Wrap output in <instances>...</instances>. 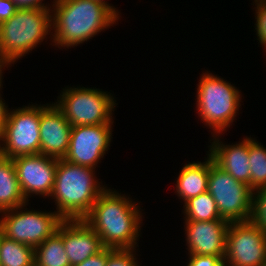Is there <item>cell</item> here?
<instances>
[{"mask_svg": "<svg viewBox=\"0 0 266 266\" xmlns=\"http://www.w3.org/2000/svg\"><path fill=\"white\" fill-rule=\"evenodd\" d=\"M251 220L263 231H266V187L253 192Z\"/></svg>", "mask_w": 266, "mask_h": 266, "instance_id": "obj_24", "label": "cell"}, {"mask_svg": "<svg viewBox=\"0 0 266 266\" xmlns=\"http://www.w3.org/2000/svg\"><path fill=\"white\" fill-rule=\"evenodd\" d=\"M1 95L2 94L0 92V137L2 135L9 111V108L6 105L5 100L1 97Z\"/></svg>", "mask_w": 266, "mask_h": 266, "instance_id": "obj_30", "label": "cell"}, {"mask_svg": "<svg viewBox=\"0 0 266 266\" xmlns=\"http://www.w3.org/2000/svg\"><path fill=\"white\" fill-rule=\"evenodd\" d=\"M139 204L125 193L106 188L83 220L99 235L104 247L137 248L143 225Z\"/></svg>", "mask_w": 266, "mask_h": 266, "instance_id": "obj_1", "label": "cell"}, {"mask_svg": "<svg viewBox=\"0 0 266 266\" xmlns=\"http://www.w3.org/2000/svg\"><path fill=\"white\" fill-rule=\"evenodd\" d=\"M108 259V248L104 247L100 252L90 256L75 266H106Z\"/></svg>", "mask_w": 266, "mask_h": 266, "instance_id": "obj_27", "label": "cell"}, {"mask_svg": "<svg viewBox=\"0 0 266 266\" xmlns=\"http://www.w3.org/2000/svg\"><path fill=\"white\" fill-rule=\"evenodd\" d=\"M207 191L215 200L221 219L229 223L251 220L254 191L217 166L211 156Z\"/></svg>", "mask_w": 266, "mask_h": 266, "instance_id": "obj_9", "label": "cell"}, {"mask_svg": "<svg viewBox=\"0 0 266 266\" xmlns=\"http://www.w3.org/2000/svg\"><path fill=\"white\" fill-rule=\"evenodd\" d=\"M21 192L29 202L32 195L48 197L53 191L57 158L43 154L21 155L12 158Z\"/></svg>", "mask_w": 266, "mask_h": 266, "instance_id": "obj_12", "label": "cell"}, {"mask_svg": "<svg viewBox=\"0 0 266 266\" xmlns=\"http://www.w3.org/2000/svg\"><path fill=\"white\" fill-rule=\"evenodd\" d=\"M113 124L72 126L70 144L63 158L72 164L98 167L101 159L108 151L111 141Z\"/></svg>", "mask_w": 266, "mask_h": 266, "instance_id": "obj_11", "label": "cell"}, {"mask_svg": "<svg viewBox=\"0 0 266 266\" xmlns=\"http://www.w3.org/2000/svg\"><path fill=\"white\" fill-rule=\"evenodd\" d=\"M185 221H213L221 219L212 195L206 191L184 202Z\"/></svg>", "mask_w": 266, "mask_h": 266, "instance_id": "obj_21", "label": "cell"}, {"mask_svg": "<svg viewBox=\"0 0 266 266\" xmlns=\"http://www.w3.org/2000/svg\"><path fill=\"white\" fill-rule=\"evenodd\" d=\"M184 224L189 255L225 256L230 224L227 220L184 221Z\"/></svg>", "mask_w": 266, "mask_h": 266, "instance_id": "obj_13", "label": "cell"}, {"mask_svg": "<svg viewBox=\"0 0 266 266\" xmlns=\"http://www.w3.org/2000/svg\"><path fill=\"white\" fill-rule=\"evenodd\" d=\"M0 266H35L34 248L7 238L0 230Z\"/></svg>", "mask_w": 266, "mask_h": 266, "instance_id": "obj_20", "label": "cell"}, {"mask_svg": "<svg viewBox=\"0 0 266 266\" xmlns=\"http://www.w3.org/2000/svg\"><path fill=\"white\" fill-rule=\"evenodd\" d=\"M26 203L13 160L0 155V213Z\"/></svg>", "mask_w": 266, "mask_h": 266, "instance_id": "obj_18", "label": "cell"}, {"mask_svg": "<svg viewBox=\"0 0 266 266\" xmlns=\"http://www.w3.org/2000/svg\"><path fill=\"white\" fill-rule=\"evenodd\" d=\"M18 7H38V8H51L48 3H43L45 0H12ZM50 6V7H49Z\"/></svg>", "mask_w": 266, "mask_h": 266, "instance_id": "obj_29", "label": "cell"}, {"mask_svg": "<svg viewBox=\"0 0 266 266\" xmlns=\"http://www.w3.org/2000/svg\"><path fill=\"white\" fill-rule=\"evenodd\" d=\"M52 3L50 40L59 49L77 47L120 19L108 5L97 0H53Z\"/></svg>", "mask_w": 266, "mask_h": 266, "instance_id": "obj_2", "label": "cell"}, {"mask_svg": "<svg viewBox=\"0 0 266 266\" xmlns=\"http://www.w3.org/2000/svg\"><path fill=\"white\" fill-rule=\"evenodd\" d=\"M95 174L93 168L58 159L50 197L54 199L56 212L64 220L83 219L107 188Z\"/></svg>", "mask_w": 266, "mask_h": 266, "instance_id": "obj_3", "label": "cell"}, {"mask_svg": "<svg viewBox=\"0 0 266 266\" xmlns=\"http://www.w3.org/2000/svg\"><path fill=\"white\" fill-rule=\"evenodd\" d=\"M27 205L29 202L1 212L0 230L7 238L35 248L51 237L64 219L56 210H27Z\"/></svg>", "mask_w": 266, "mask_h": 266, "instance_id": "obj_7", "label": "cell"}, {"mask_svg": "<svg viewBox=\"0 0 266 266\" xmlns=\"http://www.w3.org/2000/svg\"><path fill=\"white\" fill-rule=\"evenodd\" d=\"M199 79L195 103L198 116L213 131L212 135L223 134L239 113L242 93L233 84L210 71L203 72Z\"/></svg>", "mask_w": 266, "mask_h": 266, "instance_id": "obj_5", "label": "cell"}, {"mask_svg": "<svg viewBox=\"0 0 266 266\" xmlns=\"http://www.w3.org/2000/svg\"><path fill=\"white\" fill-rule=\"evenodd\" d=\"M18 8L12 0H0V24L11 18Z\"/></svg>", "mask_w": 266, "mask_h": 266, "instance_id": "obj_28", "label": "cell"}, {"mask_svg": "<svg viewBox=\"0 0 266 266\" xmlns=\"http://www.w3.org/2000/svg\"><path fill=\"white\" fill-rule=\"evenodd\" d=\"M186 266H225L224 257L207 255H188Z\"/></svg>", "mask_w": 266, "mask_h": 266, "instance_id": "obj_26", "label": "cell"}, {"mask_svg": "<svg viewBox=\"0 0 266 266\" xmlns=\"http://www.w3.org/2000/svg\"><path fill=\"white\" fill-rule=\"evenodd\" d=\"M220 135L223 134L212 135L207 153L222 170L250 187L249 137L246 136L241 142L230 145L224 144Z\"/></svg>", "mask_w": 266, "mask_h": 266, "instance_id": "obj_15", "label": "cell"}, {"mask_svg": "<svg viewBox=\"0 0 266 266\" xmlns=\"http://www.w3.org/2000/svg\"><path fill=\"white\" fill-rule=\"evenodd\" d=\"M72 126L54 104L41 105L40 154L63 159L69 149Z\"/></svg>", "mask_w": 266, "mask_h": 266, "instance_id": "obj_14", "label": "cell"}, {"mask_svg": "<svg viewBox=\"0 0 266 266\" xmlns=\"http://www.w3.org/2000/svg\"><path fill=\"white\" fill-rule=\"evenodd\" d=\"M9 66H10V64L0 57V91L2 90V87H3V85H2L3 84L2 83L3 82L2 81L3 80V78H2L3 77V74H2L3 72L2 71H3V69L5 70V67L8 68Z\"/></svg>", "mask_w": 266, "mask_h": 266, "instance_id": "obj_31", "label": "cell"}, {"mask_svg": "<svg viewBox=\"0 0 266 266\" xmlns=\"http://www.w3.org/2000/svg\"><path fill=\"white\" fill-rule=\"evenodd\" d=\"M97 1H100V2L108 5L119 17H121L119 10H117L114 6L110 5L109 2H107L106 0H97Z\"/></svg>", "mask_w": 266, "mask_h": 266, "instance_id": "obj_32", "label": "cell"}, {"mask_svg": "<svg viewBox=\"0 0 266 266\" xmlns=\"http://www.w3.org/2000/svg\"><path fill=\"white\" fill-rule=\"evenodd\" d=\"M250 188L266 187V147L249 136Z\"/></svg>", "mask_w": 266, "mask_h": 266, "instance_id": "obj_22", "label": "cell"}, {"mask_svg": "<svg viewBox=\"0 0 266 266\" xmlns=\"http://www.w3.org/2000/svg\"><path fill=\"white\" fill-rule=\"evenodd\" d=\"M63 244L71 266L104 248L99 235L83 219L63 220Z\"/></svg>", "mask_w": 266, "mask_h": 266, "instance_id": "obj_16", "label": "cell"}, {"mask_svg": "<svg viewBox=\"0 0 266 266\" xmlns=\"http://www.w3.org/2000/svg\"><path fill=\"white\" fill-rule=\"evenodd\" d=\"M255 4L254 9L255 13V31L257 40L262 45V48H265L264 52L266 53V0H256L253 2Z\"/></svg>", "mask_w": 266, "mask_h": 266, "instance_id": "obj_25", "label": "cell"}, {"mask_svg": "<svg viewBox=\"0 0 266 266\" xmlns=\"http://www.w3.org/2000/svg\"><path fill=\"white\" fill-rule=\"evenodd\" d=\"M206 155L205 162H189L184 164L179 172L175 192L184 202L208 190L210 155L208 153Z\"/></svg>", "mask_w": 266, "mask_h": 266, "instance_id": "obj_17", "label": "cell"}, {"mask_svg": "<svg viewBox=\"0 0 266 266\" xmlns=\"http://www.w3.org/2000/svg\"><path fill=\"white\" fill-rule=\"evenodd\" d=\"M225 266H266V231L252 220L232 222L226 236Z\"/></svg>", "mask_w": 266, "mask_h": 266, "instance_id": "obj_10", "label": "cell"}, {"mask_svg": "<svg viewBox=\"0 0 266 266\" xmlns=\"http://www.w3.org/2000/svg\"><path fill=\"white\" fill-rule=\"evenodd\" d=\"M11 110L9 108L0 137V155L12 159L21 155L40 154L41 104Z\"/></svg>", "mask_w": 266, "mask_h": 266, "instance_id": "obj_8", "label": "cell"}, {"mask_svg": "<svg viewBox=\"0 0 266 266\" xmlns=\"http://www.w3.org/2000/svg\"><path fill=\"white\" fill-rule=\"evenodd\" d=\"M51 8L19 7L0 24V57L10 65L52 37Z\"/></svg>", "mask_w": 266, "mask_h": 266, "instance_id": "obj_4", "label": "cell"}, {"mask_svg": "<svg viewBox=\"0 0 266 266\" xmlns=\"http://www.w3.org/2000/svg\"><path fill=\"white\" fill-rule=\"evenodd\" d=\"M35 266H71L63 244V221L57 231L34 248Z\"/></svg>", "mask_w": 266, "mask_h": 266, "instance_id": "obj_19", "label": "cell"}, {"mask_svg": "<svg viewBox=\"0 0 266 266\" xmlns=\"http://www.w3.org/2000/svg\"><path fill=\"white\" fill-rule=\"evenodd\" d=\"M54 104L71 126L113 124L114 108L118 105L112 93L80 86L63 88Z\"/></svg>", "mask_w": 266, "mask_h": 266, "instance_id": "obj_6", "label": "cell"}, {"mask_svg": "<svg viewBox=\"0 0 266 266\" xmlns=\"http://www.w3.org/2000/svg\"><path fill=\"white\" fill-rule=\"evenodd\" d=\"M136 249H112L108 248L106 266H140L136 258Z\"/></svg>", "mask_w": 266, "mask_h": 266, "instance_id": "obj_23", "label": "cell"}]
</instances>
